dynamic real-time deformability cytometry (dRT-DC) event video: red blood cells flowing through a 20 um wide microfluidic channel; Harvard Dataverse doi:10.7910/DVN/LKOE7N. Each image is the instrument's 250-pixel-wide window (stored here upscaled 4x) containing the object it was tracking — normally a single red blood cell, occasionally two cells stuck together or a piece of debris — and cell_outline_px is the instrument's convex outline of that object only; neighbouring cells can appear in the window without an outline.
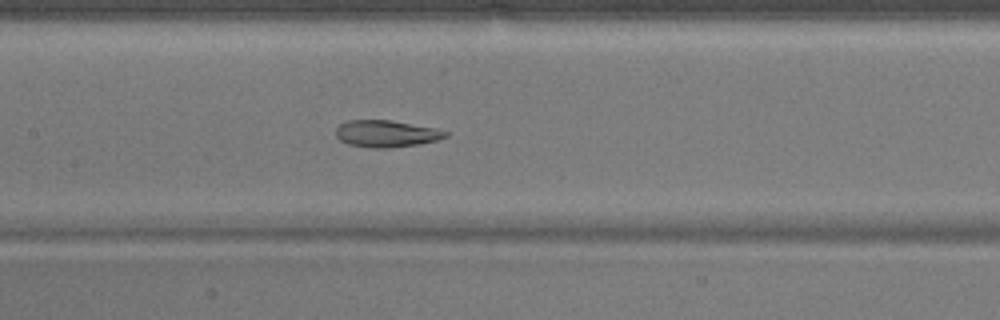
{"species": "common noctule bat (a hibernating species)", "species_latin": "Nyctalus noctula", "temperature_condition": "warm", "stored_images_in_passage": 52, "camera_frame_rate_fps": 3000, "um_per_image_px": 0.085, "animal": {"sex": "male", "body_mass_g": 17.9}, "frame": {"image": 1, "passage_image": 24, "time_ms": 7.667, "image_size_px": [1000, 320], "cell_outline_px": [[448, 136], [436, 140], [420, 144], [392, 148], [372, 148], [348, 144], [340, 140], [336, 136], [336, 128], [340, 124], [348, 120], [392, 120], [432, 128], [448, 132]], "centroid_in_image_um": [32.8, 11.37], "position_along_channel_um": 174.6, "area_um2": 17.11}}
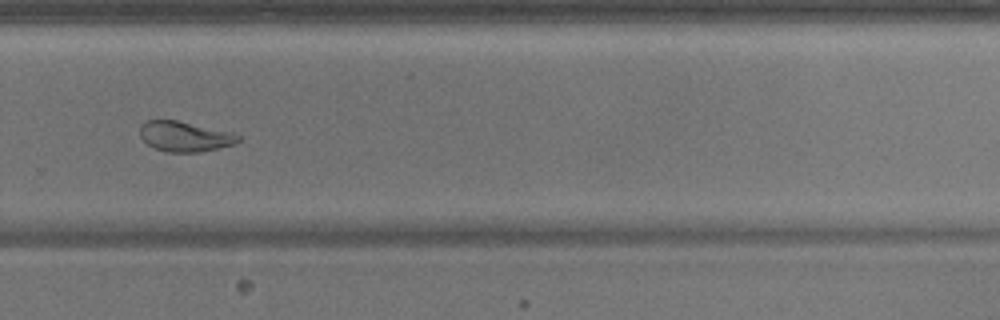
{"frame": {"image": 2, "passage_image": 35, "time_ms": 11.333, "image_size_px": [1000, 320], "cell_outline_px": [[240, 140], [236, 144], [196, 152], [168, 152], [156, 148], [148, 144], [140, 136], [140, 124], [144, 120], [176, 120], [232, 132], [240, 136]], "centroid_in_image_um": [15.69, 11.58], "position_along_channel_um": 314.1, "area_um2": 17.17}}
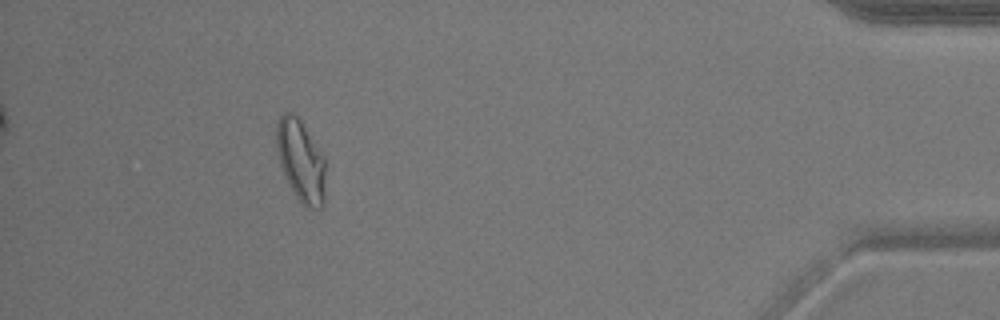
{"frame": {"image": 3, "passage_image": 47, "time_ms": 15.333, "image_size_px": [1000, 320], "cell_outline_px": [[324, 204], [320, 208], [308, 208], [296, 196], [288, 184], [284, 176], [280, 164], [276, 148], [276, 124], [280, 116], [284, 112], [292, 112], [300, 120], [324, 156]], "centroid_in_image_um": [25.54, 13.65], "position_along_channel_um": 409.7, "area_um2": 23.24}, "authors_computed_cell_mechanics": {"area_um2": 20.8369, "velocity_mm_per_s": 3.8216, "shape_relaxation_time_tau1_ms": 9.4123, "shape_relaxation_time_tau2_ms": 2.2899, "deformation_change_tau1": 0.2139, "deformation_change_tau2": 0.0941}}